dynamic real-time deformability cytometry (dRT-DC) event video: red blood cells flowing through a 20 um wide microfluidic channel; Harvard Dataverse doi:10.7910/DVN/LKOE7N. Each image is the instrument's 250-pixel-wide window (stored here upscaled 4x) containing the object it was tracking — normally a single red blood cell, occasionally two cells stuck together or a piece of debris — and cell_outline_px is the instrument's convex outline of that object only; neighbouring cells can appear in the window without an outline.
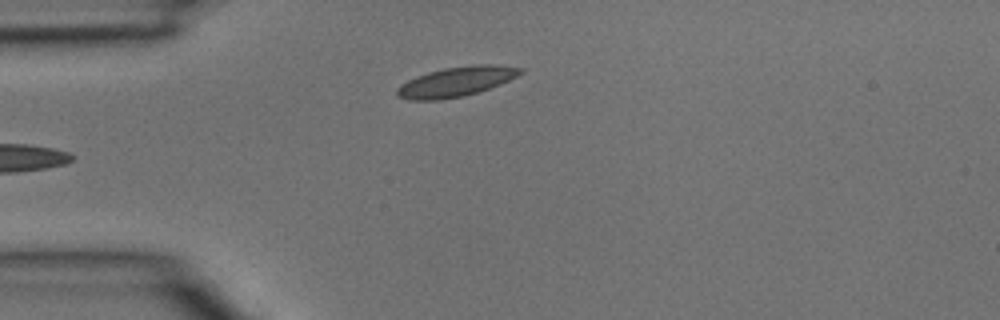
{"species": "common noctule bat (a hibernating species)", "species_latin": "Nyctalus noctula", "temperature_condition": "room temperature", "stored_images_in_passage": 4, "camera_frame_rate_fps": 3000, "um_per_image_px": 0.085, "animal": {"sex": "male", "body_mass_g": 15.6}, "frame": {"image": 1, "passage_image": 3, "time_ms": 0.667, "image_size_px": [1000, 320], "cell_outline_px": [[524, 72], [500, 84], [464, 96], [440, 100], [408, 100], [396, 96], [396, 88], [400, 84], [416, 76], [428, 72], [444, 68], [476, 64], [496, 64], [524, 68]], "centroid_in_image_um": [38.75, 6.94], "position_along_channel_um": 46.3, "area_um2": 21.44}}
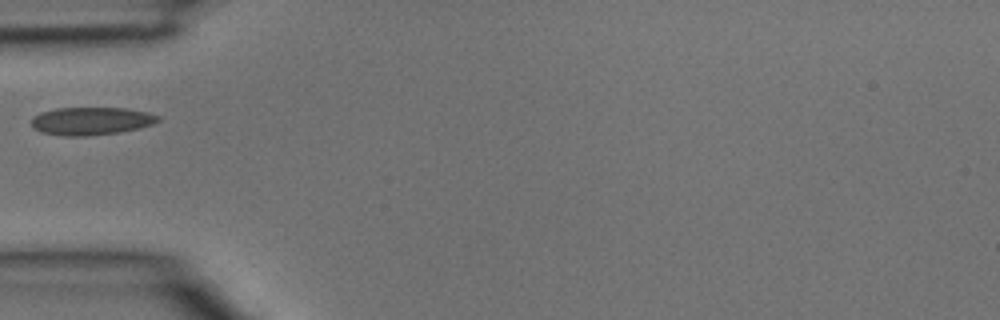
{"frame": {"image": 2, "passage_image": 4, "time_ms": 1.0, "image_size_px": [1000, 320], "cell_outline_px": [[160, 120], [152, 124], [140, 128], [120, 132], [84, 136], [64, 136], [40, 132], [32, 124], [32, 116], [40, 112], [56, 108], [128, 108], [148, 112], [160, 116]], "centroid_in_image_um": [7.77, 10.28], "position_along_channel_um": 77.2, "area_um2": 20.63}}